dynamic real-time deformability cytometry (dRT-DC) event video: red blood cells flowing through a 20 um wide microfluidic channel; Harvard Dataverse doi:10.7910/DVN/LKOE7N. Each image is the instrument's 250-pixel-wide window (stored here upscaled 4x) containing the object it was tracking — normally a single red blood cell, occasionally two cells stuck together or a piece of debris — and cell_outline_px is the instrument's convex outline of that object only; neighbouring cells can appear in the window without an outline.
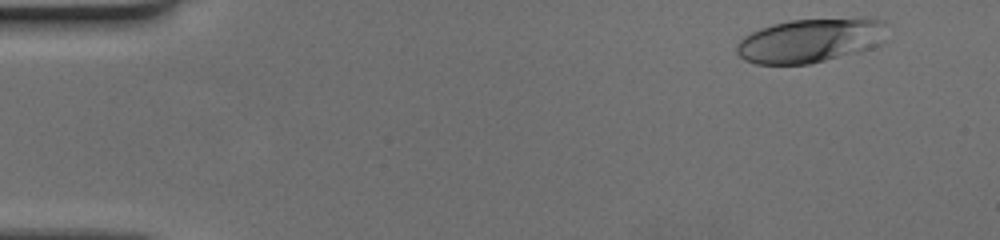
{"species": "human", "species_latin": "Homo sapiens", "temperature_condition": "cold", "stored_images_in_passage": 49, "camera_frame_rate_fps": 3000, "um_per_image_px": 0.085, "donor": {"sex": "female"}, "frame": {"image": 1, "passage_image": 3, "time_ms": 0.667, "image_size_px": [1000, 240], "cell_outline_px": [[884, 44], [872, 48], [808, 64], [756, 64], [744, 60], [736, 52], [736, 44], [744, 36], [760, 28], [772, 24], [792, 20], [884, 20]], "centroid_in_image_um": [68.81, 3.48], "position_along_channel_um": 16.2, "area_um2": 37.8}}
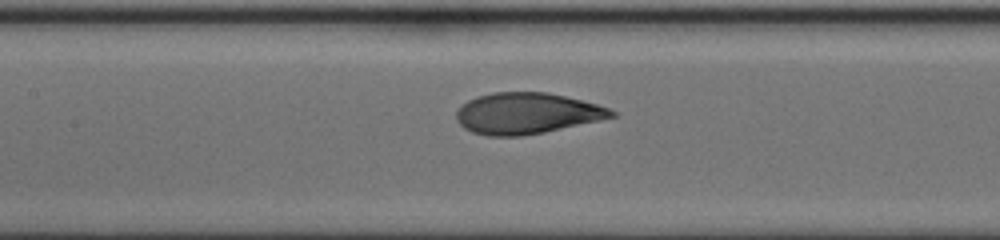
{"frame": {"image": 2, "passage_image": 23, "time_ms": 7.333, "image_size_px": [1000, 240], "cell_outline_px": [[616, 116], [600, 120], [544, 132], [520, 136], [488, 136], [472, 132], [464, 128], [456, 120], [456, 112], [468, 100], [476, 96], [492, 92], [548, 92], [596, 104], [608, 108], [616, 112]], "centroid_in_image_um": [44.75, 9.63], "position_along_channel_um": 162.7, "area_um2": 36.99}}
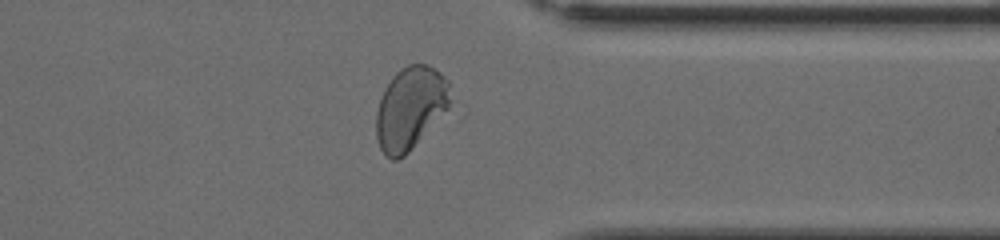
{"frame": {"image": 3, "passage_image": 39, "time_ms": 12.667, "image_size_px": [1000, 240], "cell_outline_px": [[448, 108], [408, 152], [404, 156], [396, 160], [392, 160], [380, 148], [376, 136], [376, 112], [380, 96], [384, 88], [392, 76], [400, 68], [408, 64], [428, 64], [440, 72], [448, 80]], "centroid_in_image_um": [34.83, 9.16], "position_along_channel_um": 376.6, "area_um2": 35.32}}